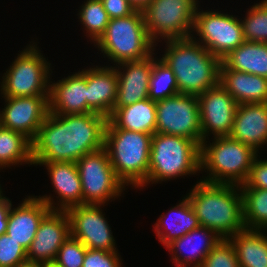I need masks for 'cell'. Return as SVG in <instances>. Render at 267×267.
Masks as SVG:
<instances>
[{"instance_id":"cell-39","label":"cell","mask_w":267,"mask_h":267,"mask_svg":"<svg viewBox=\"0 0 267 267\" xmlns=\"http://www.w3.org/2000/svg\"><path fill=\"white\" fill-rule=\"evenodd\" d=\"M109 19L123 18L130 16L137 9L129 0H101Z\"/></svg>"},{"instance_id":"cell-28","label":"cell","mask_w":267,"mask_h":267,"mask_svg":"<svg viewBox=\"0 0 267 267\" xmlns=\"http://www.w3.org/2000/svg\"><path fill=\"white\" fill-rule=\"evenodd\" d=\"M267 230L244 229L228 239L235 248L240 267H267Z\"/></svg>"},{"instance_id":"cell-43","label":"cell","mask_w":267,"mask_h":267,"mask_svg":"<svg viewBox=\"0 0 267 267\" xmlns=\"http://www.w3.org/2000/svg\"><path fill=\"white\" fill-rule=\"evenodd\" d=\"M45 267H55L53 264H45Z\"/></svg>"},{"instance_id":"cell-31","label":"cell","mask_w":267,"mask_h":267,"mask_svg":"<svg viewBox=\"0 0 267 267\" xmlns=\"http://www.w3.org/2000/svg\"><path fill=\"white\" fill-rule=\"evenodd\" d=\"M179 94L176 77L170 67L160 58H153L148 98L162 100Z\"/></svg>"},{"instance_id":"cell-38","label":"cell","mask_w":267,"mask_h":267,"mask_svg":"<svg viewBox=\"0 0 267 267\" xmlns=\"http://www.w3.org/2000/svg\"><path fill=\"white\" fill-rule=\"evenodd\" d=\"M258 155L252 162L246 182L239 188L267 189V160H259Z\"/></svg>"},{"instance_id":"cell-35","label":"cell","mask_w":267,"mask_h":267,"mask_svg":"<svg viewBox=\"0 0 267 267\" xmlns=\"http://www.w3.org/2000/svg\"><path fill=\"white\" fill-rule=\"evenodd\" d=\"M201 267H240L230 240H220L203 260Z\"/></svg>"},{"instance_id":"cell-20","label":"cell","mask_w":267,"mask_h":267,"mask_svg":"<svg viewBox=\"0 0 267 267\" xmlns=\"http://www.w3.org/2000/svg\"><path fill=\"white\" fill-rule=\"evenodd\" d=\"M229 136L259 153L267 144V103L238 104Z\"/></svg>"},{"instance_id":"cell-42","label":"cell","mask_w":267,"mask_h":267,"mask_svg":"<svg viewBox=\"0 0 267 267\" xmlns=\"http://www.w3.org/2000/svg\"><path fill=\"white\" fill-rule=\"evenodd\" d=\"M16 267H45V263L25 260L24 262L19 263Z\"/></svg>"},{"instance_id":"cell-10","label":"cell","mask_w":267,"mask_h":267,"mask_svg":"<svg viewBox=\"0 0 267 267\" xmlns=\"http://www.w3.org/2000/svg\"><path fill=\"white\" fill-rule=\"evenodd\" d=\"M76 166L82 184L83 204H105L121 196L126 187L115 175L104 147L84 155Z\"/></svg>"},{"instance_id":"cell-17","label":"cell","mask_w":267,"mask_h":267,"mask_svg":"<svg viewBox=\"0 0 267 267\" xmlns=\"http://www.w3.org/2000/svg\"><path fill=\"white\" fill-rule=\"evenodd\" d=\"M51 196H28L17 208L9 210L6 233L26 250L35 237L40 221L56 203Z\"/></svg>"},{"instance_id":"cell-16","label":"cell","mask_w":267,"mask_h":267,"mask_svg":"<svg viewBox=\"0 0 267 267\" xmlns=\"http://www.w3.org/2000/svg\"><path fill=\"white\" fill-rule=\"evenodd\" d=\"M70 235V220L66 211L50 210L40 221L27 260L52 264L59 248Z\"/></svg>"},{"instance_id":"cell-15","label":"cell","mask_w":267,"mask_h":267,"mask_svg":"<svg viewBox=\"0 0 267 267\" xmlns=\"http://www.w3.org/2000/svg\"><path fill=\"white\" fill-rule=\"evenodd\" d=\"M0 125L32 141L49 112V96L3 97Z\"/></svg>"},{"instance_id":"cell-19","label":"cell","mask_w":267,"mask_h":267,"mask_svg":"<svg viewBox=\"0 0 267 267\" xmlns=\"http://www.w3.org/2000/svg\"><path fill=\"white\" fill-rule=\"evenodd\" d=\"M50 84L49 112L59 115L87 114V69Z\"/></svg>"},{"instance_id":"cell-30","label":"cell","mask_w":267,"mask_h":267,"mask_svg":"<svg viewBox=\"0 0 267 267\" xmlns=\"http://www.w3.org/2000/svg\"><path fill=\"white\" fill-rule=\"evenodd\" d=\"M246 229H267V189L240 188Z\"/></svg>"},{"instance_id":"cell-37","label":"cell","mask_w":267,"mask_h":267,"mask_svg":"<svg viewBox=\"0 0 267 267\" xmlns=\"http://www.w3.org/2000/svg\"><path fill=\"white\" fill-rule=\"evenodd\" d=\"M118 251L87 249L82 267H121Z\"/></svg>"},{"instance_id":"cell-36","label":"cell","mask_w":267,"mask_h":267,"mask_svg":"<svg viewBox=\"0 0 267 267\" xmlns=\"http://www.w3.org/2000/svg\"><path fill=\"white\" fill-rule=\"evenodd\" d=\"M27 260V250L7 233L0 235V267H16Z\"/></svg>"},{"instance_id":"cell-3","label":"cell","mask_w":267,"mask_h":267,"mask_svg":"<svg viewBox=\"0 0 267 267\" xmlns=\"http://www.w3.org/2000/svg\"><path fill=\"white\" fill-rule=\"evenodd\" d=\"M202 227L228 239L245 229L238 185L197 182L186 195Z\"/></svg>"},{"instance_id":"cell-34","label":"cell","mask_w":267,"mask_h":267,"mask_svg":"<svg viewBox=\"0 0 267 267\" xmlns=\"http://www.w3.org/2000/svg\"><path fill=\"white\" fill-rule=\"evenodd\" d=\"M86 250L81 241L69 235L52 264L55 267H82Z\"/></svg>"},{"instance_id":"cell-12","label":"cell","mask_w":267,"mask_h":267,"mask_svg":"<svg viewBox=\"0 0 267 267\" xmlns=\"http://www.w3.org/2000/svg\"><path fill=\"white\" fill-rule=\"evenodd\" d=\"M193 31L199 36L196 42L220 59L245 42L238 17L219 11L201 12L197 7Z\"/></svg>"},{"instance_id":"cell-26","label":"cell","mask_w":267,"mask_h":267,"mask_svg":"<svg viewBox=\"0 0 267 267\" xmlns=\"http://www.w3.org/2000/svg\"><path fill=\"white\" fill-rule=\"evenodd\" d=\"M167 215L171 216V218H167ZM167 215H161L157 223L154 224L157 237L164 247L174 240L184 236L191 230L201 226L199 219L195 215V212L186 196L181 202H179L178 205L170 208Z\"/></svg>"},{"instance_id":"cell-1","label":"cell","mask_w":267,"mask_h":267,"mask_svg":"<svg viewBox=\"0 0 267 267\" xmlns=\"http://www.w3.org/2000/svg\"><path fill=\"white\" fill-rule=\"evenodd\" d=\"M107 118L98 113L59 115L48 112L31 141L33 163L77 162L104 147Z\"/></svg>"},{"instance_id":"cell-33","label":"cell","mask_w":267,"mask_h":267,"mask_svg":"<svg viewBox=\"0 0 267 267\" xmlns=\"http://www.w3.org/2000/svg\"><path fill=\"white\" fill-rule=\"evenodd\" d=\"M241 20L246 42L267 43V0L254 4Z\"/></svg>"},{"instance_id":"cell-4","label":"cell","mask_w":267,"mask_h":267,"mask_svg":"<svg viewBox=\"0 0 267 267\" xmlns=\"http://www.w3.org/2000/svg\"><path fill=\"white\" fill-rule=\"evenodd\" d=\"M151 134L105 128L104 148L117 178L126 186L141 188L149 172Z\"/></svg>"},{"instance_id":"cell-5","label":"cell","mask_w":267,"mask_h":267,"mask_svg":"<svg viewBox=\"0 0 267 267\" xmlns=\"http://www.w3.org/2000/svg\"><path fill=\"white\" fill-rule=\"evenodd\" d=\"M201 171V147L181 136L154 133L149 156V172L145 183L162 182Z\"/></svg>"},{"instance_id":"cell-24","label":"cell","mask_w":267,"mask_h":267,"mask_svg":"<svg viewBox=\"0 0 267 267\" xmlns=\"http://www.w3.org/2000/svg\"><path fill=\"white\" fill-rule=\"evenodd\" d=\"M219 83L238 104L267 103V78L233 69H220Z\"/></svg>"},{"instance_id":"cell-11","label":"cell","mask_w":267,"mask_h":267,"mask_svg":"<svg viewBox=\"0 0 267 267\" xmlns=\"http://www.w3.org/2000/svg\"><path fill=\"white\" fill-rule=\"evenodd\" d=\"M156 132L181 136L202 145L197 95L177 94L156 101Z\"/></svg>"},{"instance_id":"cell-7","label":"cell","mask_w":267,"mask_h":267,"mask_svg":"<svg viewBox=\"0 0 267 267\" xmlns=\"http://www.w3.org/2000/svg\"><path fill=\"white\" fill-rule=\"evenodd\" d=\"M116 65L125 61H139L155 54L142 10L123 18L110 19L104 34L95 43Z\"/></svg>"},{"instance_id":"cell-8","label":"cell","mask_w":267,"mask_h":267,"mask_svg":"<svg viewBox=\"0 0 267 267\" xmlns=\"http://www.w3.org/2000/svg\"><path fill=\"white\" fill-rule=\"evenodd\" d=\"M34 43L18 54L2 76V97L49 96L51 63Z\"/></svg>"},{"instance_id":"cell-32","label":"cell","mask_w":267,"mask_h":267,"mask_svg":"<svg viewBox=\"0 0 267 267\" xmlns=\"http://www.w3.org/2000/svg\"><path fill=\"white\" fill-rule=\"evenodd\" d=\"M78 12L80 22L87 31L86 35L96 43L104 34L110 20L102 1L86 0Z\"/></svg>"},{"instance_id":"cell-41","label":"cell","mask_w":267,"mask_h":267,"mask_svg":"<svg viewBox=\"0 0 267 267\" xmlns=\"http://www.w3.org/2000/svg\"><path fill=\"white\" fill-rule=\"evenodd\" d=\"M129 2L137 9L143 10L151 0H129Z\"/></svg>"},{"instance_id":"cell-14","label":"cell","mask_w":267,"mask_h":267,"mask_svg":"<svg viewBox=\"0 0 267 267\" xmlns=\"http://www.w3.org/2000/svg\"><path fill=\"white\" fill-rule=\"evenodd\" d=\"M198 100L202 142L209 138V132H212L214 137L229 136L238 106L230 93L219 83L198 95Z\"/></svg>"},{"instance_id":"cell-2","label":"cell","mask_w":267,"mask_h":267,"mask_svg":"<svg viewBox=\"0 0 267 267\" xmlns=\"http://www.w3.org/2000/svg\"><path fill=\"white\" fill-rule=\"evenodd\" d=\"M165 43L161 59L173 71L179 94L198 96L219 84L221 59L196 42L194 35Z\"/></svg>"},{"instance_id":"cell-40","label":"cell","mask_w":267,"mask_h":267,"mask_svg":"<svg viewBox=\"0 0 267 267\" xmlns=\"http://www.w3.org/2000/svg\"><path fill=\"white\" fill-rule=\"evenodd\" d=\"M0 193V235L6 233L8 213L12 202Z\"/></svg>"},{"instance_id":"cell-6","label":"cell","mask_w":267,"mask_h":267,"mask_svg":"<svg viewBox=\"0 0 267 267\" xmlns=\"http://www.w3.org/2000/svg\"><path fill=\"white\" fill-rule=\"evenodd\" d=\"M213 139L212 143L207 144L204 140L201 145V171L206 169L209 175L200 180L214 184H244L258 153L230 136Z\"/></svg>"},{"instance_id":"cell-21","label":"cell","mask_w":267,"mask_h":267,"mask_svg":"<svg viewBox=\"0 0 267 267\" xmlns=\"http://www.w3.org/2000/svg\"><path fill=\"white\" fill-rule=\"evenodd\" d=\"M220 240L222 238L215 231L200 226L169 243L166 248L173 255L176 267H190L192 262V267H201L203 260Z\"/></svg>"},{"instance_id":"cell-18","label":"cell","mask_w":267,"mask_h":267,"mask_svg":"<svg viewBox=\"0 0 267 267\" xmlns=\"http://www.w3.org/2000/svg\"><path fill=\"white\" fill-rule=\"evenodd\" d=\"M152 65V55L143 60L125 61L116 65L118 89L113 112L119 107H125L148 98Z\"/></svg>"},{"instance_id":"cell-22","label":"cell","mask_w":267,"mask_h":267,"mask_svg":"<svg viewBox=\"0 0 267 267\" xmlns=\"http://www.w3.org/2000/svg\"><path fill=\"white\" fill-rule=\"evenodd\" d=\"M118 89L115 66L87 69V113H98L107 119L113 113Z\"/></svg>"},{"instance_id":"cell-29","label":"cell","mask_w":267,"mask_h":267,"mask_svg":"<svg viewBox=\"0 0 267 267\" xmlns=\"http://www.w3.org/2000/svg\"><path fill=\"white\" fill-rule=\"evenodd\" d=\"M23 163L33 164L31 141L22 133L0 125V169Z\"/></svg>"},{"instance_id":"cell-13","label":"cell","mask_w":267,"mask_h":267,"mask_svg":"<svg viewBox=\"0 0 267 267\" xmlns=\"http://www.w3.org/2000/svg\"><path fill=\"white\" fill-rule=\"evenodd\" d=\"M101 206L104 204H82L67 209L70 235L81 241L87 249L117 251Z\"/></svg>"},{"instance_id":"cell-9","label":"cell","mask_w":267,"mask_h":267,"mask_svg":"<svg viewBox=\"0 0 267 267\" xmlns=\"http://www.w3.org/2000/svg\"><path fill=\"white\" fill-rule=\"evenodd\" d=\"M198 5L197 0H151L142 10L150 39L157 43L160 37L164 41L191 37Z\"/></svg>"},{"instance_id":"cell-27","label":"cell","mask_w":267,"mask_h":267,"mask_svg":"<svg viewBox=\"0 0 267 267\" xmlns=\"http://www.w3.org/2000/svg\"><path fill=\"white\" fill-rule=\"evenodd\" d=\"M220 69H233L267 78V43L245 41L221 59Z\"/></svg>"},{"instance_id":"cell-25","label":"cell","mask_w":267,"mask_h":267,"mask_svg":"<svg viewBox=\"0 0 267 267\" xmlns=\"http://www.w3.org/2000/svg\"><path fill=\"white\" fill-rule=\"evenodd\" d=\"M156 101L149 98L117 108L105 128H121L153 135L156 132Z\"/></svg>"},{"instance_id":"cell-23","label":"cell","mask_w":267,"mask_h":267,"mask_svg":"<svg viewBox=\"0 0 267 267\" xmlns=\"http://www.w3.org/2000/svg\"><path fill=\"white\" fill-rule=\"evenodd\" d=\"M34 164L47 167L55 194L57 193L58 198L60 196L59 207H55V210L66 211L71 207L83 204L82 184L75 162Z\"/></svg>"}]
</instances>
